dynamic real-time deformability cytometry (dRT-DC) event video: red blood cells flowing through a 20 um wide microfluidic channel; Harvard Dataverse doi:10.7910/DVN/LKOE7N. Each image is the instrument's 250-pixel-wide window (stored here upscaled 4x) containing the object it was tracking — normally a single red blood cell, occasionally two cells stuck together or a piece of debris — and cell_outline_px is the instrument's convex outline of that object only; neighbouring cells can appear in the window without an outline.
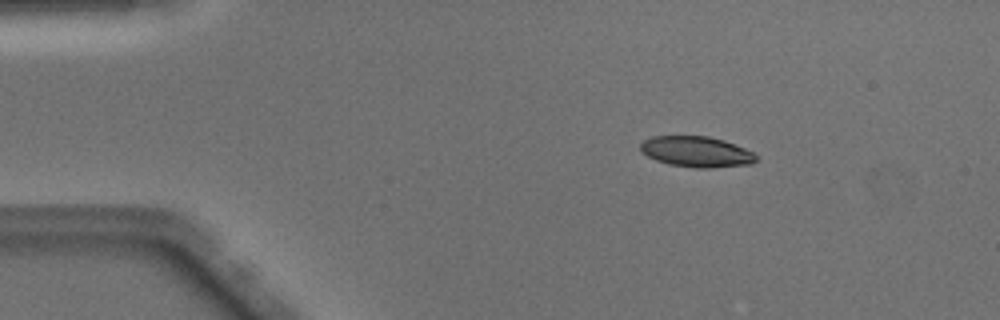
{"species": "Egyptian fruit bat (a non-hibernating species)", "species_latin": "Rousettus aegyptiacus", "temperature_condition": "warm", "stored_images_in_passage": 43, "camera_frame_rate_fps": 3000, "um_per_image_px": 0.085, "animal": {"sex": "male"}, "frame": {"image": 1, "passage_image": 2, "time_ms": 0.333, "image_size_px": [1000, 320], "cell_outline_px": [[756, 160], [752, 164], [712, 168], [696, 168], [668, 164], [656, 160], [640, 152], [640, 144], [644, 140], [652, 136], [708, 136], [724, 140], [736, 144], [752, 152], [756, 156]], "centroid_in_image_um": [59.18, 12.9], "position_along_channel_um": 25.8, "area_um2": 20.81}}
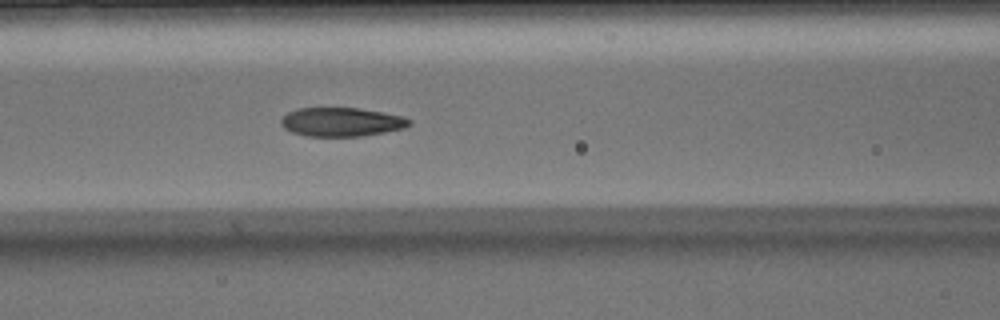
{"frame": {"image": 2, "passage_image": 15, "time_ms": 4.667, "image_size_px": [1000, 320], "cell_outline_px": [[412, 124], [404, 128], [364, 136], [308, 136], [292, 132], [284, 128], [280, 124], [280, 120], [288, 112], [296, 108], [360, 108], [404, 116], [412, 120]], "centroid_in_image_um": [29.04, 10.36], "position_along_channel_um": 137.6, "area_um2": 21.68}}
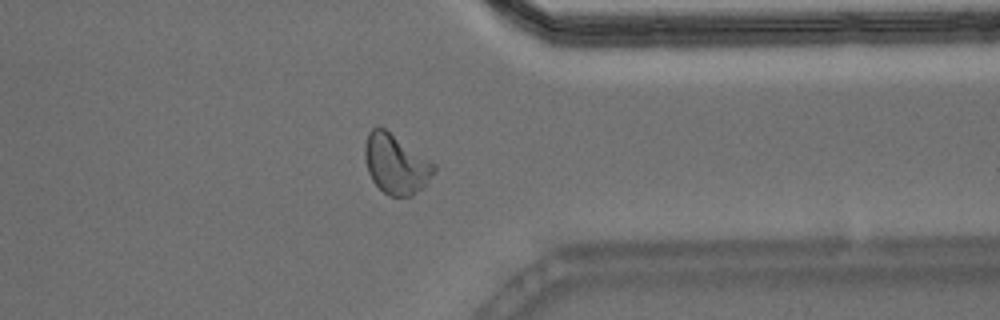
{"frame": {"image": 3, "passage_image": 33, "time_ms": 10.667, "image_size_px": [1000, 320], "cell_outline_px": [[436, 172], [412, 196], [388, 196], [372, 180], [368, 172], [364, 160], [364, 144], [368, 132], [372, 128], [380, 124], [436, 164]], "centroid_in_image_um": [33.62, 13.9], "position_along_channel_um": 377.8, "area_um2": 24.22}, "authors_computed_cell_mechanics": {"area_um2": 22.3686, "velocity_mm_per_s": 4.0898, "shape_relaxation_time_tau1_ms": 4.3152, "shape_relaxation_time_tau2_ms": 1.24, "deformation_change_tau1": 0.1702, "deformation_change_tau2": 0.0644}}